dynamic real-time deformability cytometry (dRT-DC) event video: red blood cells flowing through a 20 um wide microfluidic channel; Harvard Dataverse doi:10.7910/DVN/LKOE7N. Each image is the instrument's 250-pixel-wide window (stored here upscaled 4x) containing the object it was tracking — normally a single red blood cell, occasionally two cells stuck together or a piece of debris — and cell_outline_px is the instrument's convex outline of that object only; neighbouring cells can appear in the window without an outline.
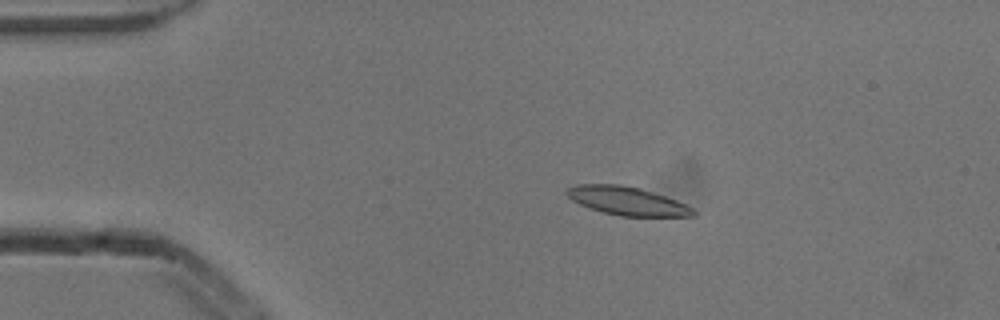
{"species": "common noctule bat (a hibernating species)", "species_latin": "Nyctalus noctula", "temperature_condition": "cold", "stored_images_in_passage": 5, "camera_frame_rate_fps": 3000, "um_per_image_px": 0.085, "animal": {"sex": "male", "body_mass_g": 13.3}, "frame": {"image": 1, "passage_image": 2, "time_ms": 0.333, "image_size_px": [1000, 320], "cell_outline_px": [[696, 216], [620, 216], [600, 212], [588, 208], [572, 200], [564, 192], [568, 188], [576, 184], [620, 184], [640, 188], [676, 200], [692, 208], [696, 212]], "centroid_in_image_um": [53.26, 17.08], "position_along_channel_um": 31.7, "area_um2": 20.92}}
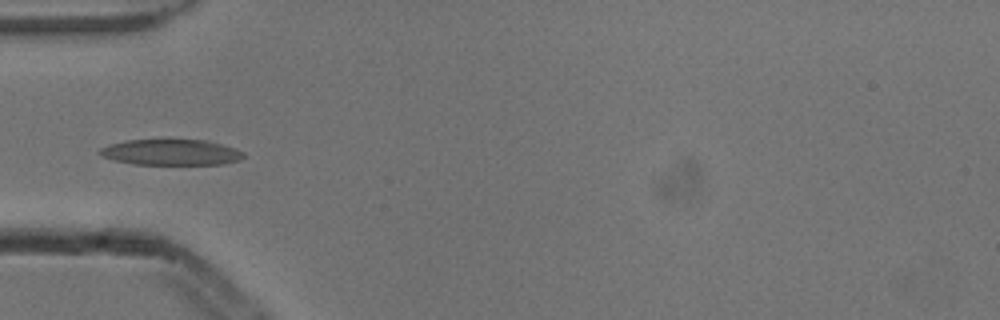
{"frame": {"image": 2, "passage_image": 4, "time_ms": 1.0, "image_size_px": [1000, 320], "cell_outline_px": [[244, 156], [240, 160], [224, 164], [132, 164], [112, 160], [100, 156], [96, 152], [100, 148], [108, 144], [128, 140], [208, 140], [236, 148], [244, 152]], "centroid_in_image_um": [14.51, 12.94], "position_along_channel_um": 70.5, "area_um2": 21.85}}
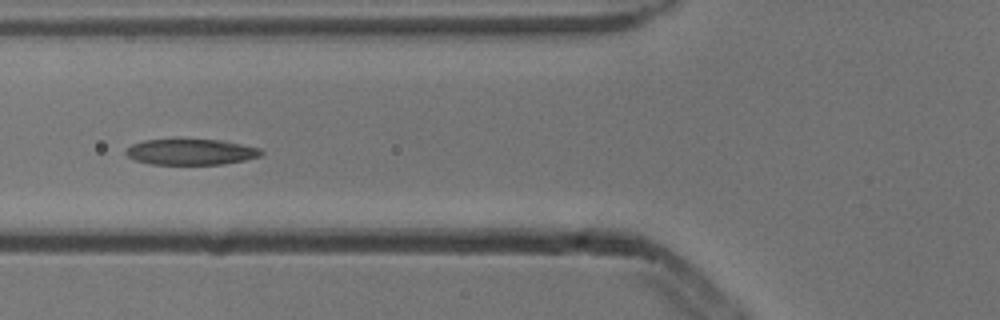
{"frame": {"image": 3, "passage_image": 5, "time_ms": 1.333, "image_size_px": [1000, 320], "cell_outline_px": [[264, 152], [260, 156], [244, 160], [224, 164], [152, 164], [136, 160], [128, 156], [124, 152], [132, 144], [144, 140], [220, 140], [260, 148]], "centroid_in_image_um": [16.24, 12.92], "position_along_channel_um": 109.6, "area_um2": 20.06}}